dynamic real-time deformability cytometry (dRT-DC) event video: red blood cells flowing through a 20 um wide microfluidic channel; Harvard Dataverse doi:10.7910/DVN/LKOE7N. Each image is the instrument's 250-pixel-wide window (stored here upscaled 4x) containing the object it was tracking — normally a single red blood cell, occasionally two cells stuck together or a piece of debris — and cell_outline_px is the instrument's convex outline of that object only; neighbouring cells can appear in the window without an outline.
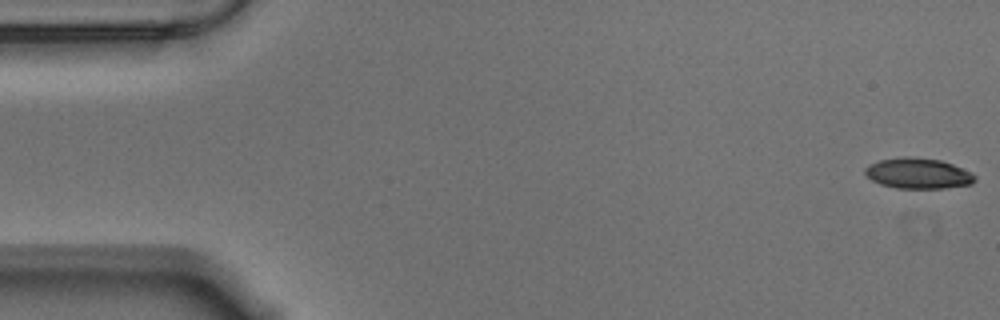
{"species": "Egyptian fruit bat (a non-hibernating species)", "species_latin": "Rousettus aegyptiacus", "temperature_condition": "warm", "stored_images_in_passage": 57, "camera_frame_rate_fps": 3000, "um_per_image_px": 0.085, "animal": {"sex": "male"}, "frame": {"image": 1, "passage_image": 1, "time_ms": 0.0, "image_size_px": [1000, 320], "cell_outline_px": [[976, 180], [972, 184], [944, 188], [896, 188], [880, 184], [872, 180], [864, 172], [864, 168], [868, 164], [880, 160], [900, 156], [912, 156], [940, 160], [952, 164], [972, 172], [976, 176]], "centroid_in_image_um": [78.03, 14.73], "position_along_channel_um": 7.0, "area_um2": 19.77}}
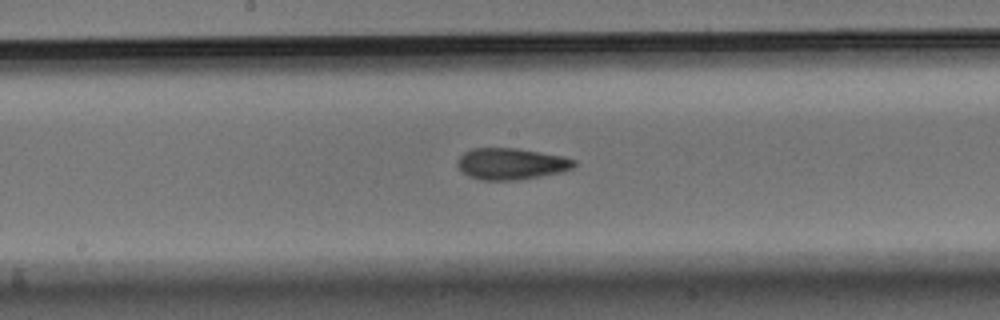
{"frame": {"image": 2, "passage_image": 29, "time_ms": 9.333, "image_size_px": [1000, 320], "cell_outline_px": [[576, 164], [572, 168], [560, 172], [516, 180], [480, 180], [468, 176], [456, 164], [456, 160], [464, 152], [472, 148], [516, 148], [560, 156], [576, 160]], "centroid_in_image_um": [43.4, 13.92], "position_along_channel_um": 204.8, "area_um2": 21.15}}
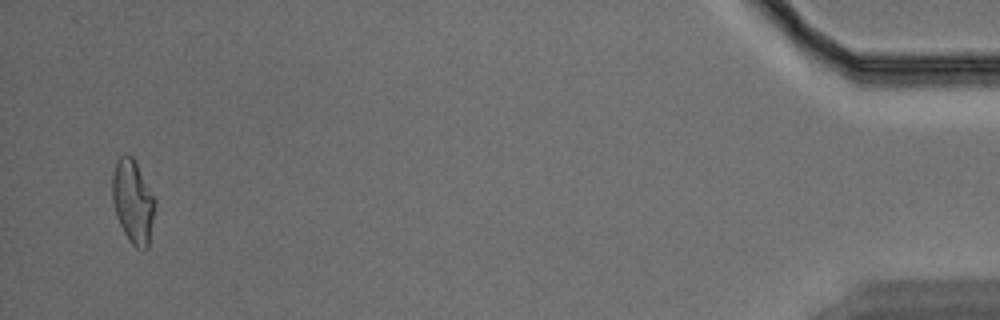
{"frame": {"image": 3, "passage_image": 55, "time_ms": 18.0, "image_size_px": [1000, 320], "cell_outline_px": [[156, 204], [148, 248], [144, 252], [140, 252], [128, 240], [116, 216], [112, 200], [112, 176], [116, 160], [124, 152], [132, 156], [156, 200]], "centroid_in_image_um": [11.3, 17.16], "position_along_channel_um": 423.9, "area_um2": 21.04}, "authors_computed_cell_mechanics": {"area_um2": 20.808, "velocity_mm_per_s": 3.5349, "shape_relaxation_time_tau1_ms": 8.5124, "shape_relaxation_time_tau2_ms": 2.6462, "deformation_change_tau1": 0.246, "deformation_change_tau2": 0.1029}}